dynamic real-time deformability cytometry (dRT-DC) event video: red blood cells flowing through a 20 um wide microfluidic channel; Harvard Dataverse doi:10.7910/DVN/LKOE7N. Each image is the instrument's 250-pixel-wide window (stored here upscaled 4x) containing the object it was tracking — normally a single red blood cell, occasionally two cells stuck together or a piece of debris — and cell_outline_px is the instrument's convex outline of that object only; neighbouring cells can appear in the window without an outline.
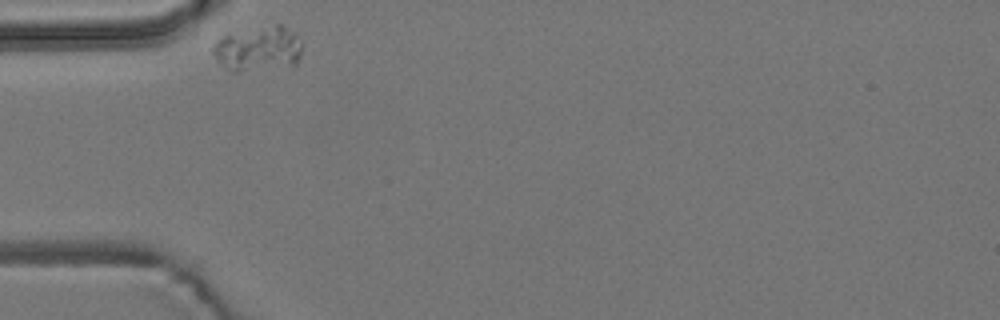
{"species": "common noctule bat (a hibernating species)", "species_latin": "Nyctalus noctula", "temperature_condition": "room temperature", "stored_images_in_passage": 33, "camera_frame_rate_fps": 3000, "um_per_image_px": 0.085, "animal": {"sex": "male", "body_mass_g": 19.2, "forearm_length_mm": 51.8}, "frame": {"image": 1, "passage_image": 1, "time_ms": 0.0, "image_size_px": [1000, 320], "cell_outline_px": [[300, 56], [296, 64], [292, 68], [236, 68], [220, 60], [212, 52], [212, 44], [216, 40], [228, 32], [276, 24], [280, 24], [292, 32], [296, 36], [300, 44]], "centroid_in_image_um": [22.0, 4.07], "position_along_channel_um": 63.0, "area_um2": 22.48}}
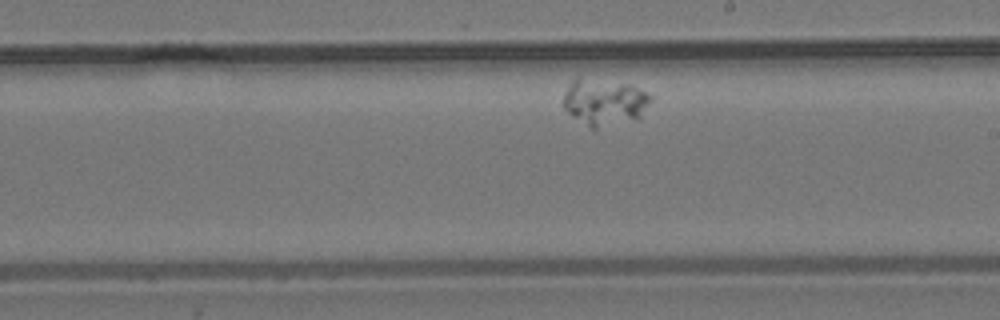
{"frame": {"image": 2, "passage_image": 19, "time_ms": 6.0, "image_size_px": [1000, 320], "cell_outline_px": [[652, 100], [640, 116], [596, 128], [592, 128], [572, 116], [564, 108], [564, 92], [568, 84], [576, 76], [580, 76], [628, 84], [648, 92], [652, 96]], "centroid_in_image_um": [51.33, 8.61], "position_along_channel_um": 237.7, "area_um2": 23.41}}
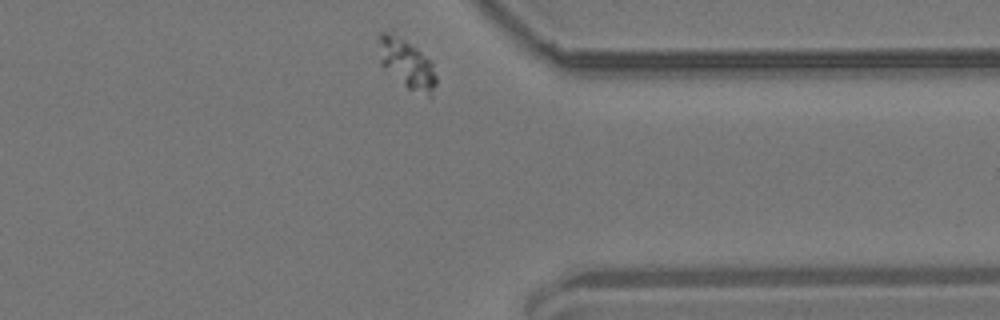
{"frame": {"image": 3, "passage_image": 33, "time_ms": 10.667, "image_size_px": [1000, 320], "cell_outline_px": [[436, 84], [432, 96], [428, 96], [408, 88], [384, 68], [380, 64], [380, 32], [392, 28], [432, 60], [436, 76]], "centroid_in_image_um": [34.59, 5.34], "position_along_channel_um": 376.8, "area_um2": 16.82}}